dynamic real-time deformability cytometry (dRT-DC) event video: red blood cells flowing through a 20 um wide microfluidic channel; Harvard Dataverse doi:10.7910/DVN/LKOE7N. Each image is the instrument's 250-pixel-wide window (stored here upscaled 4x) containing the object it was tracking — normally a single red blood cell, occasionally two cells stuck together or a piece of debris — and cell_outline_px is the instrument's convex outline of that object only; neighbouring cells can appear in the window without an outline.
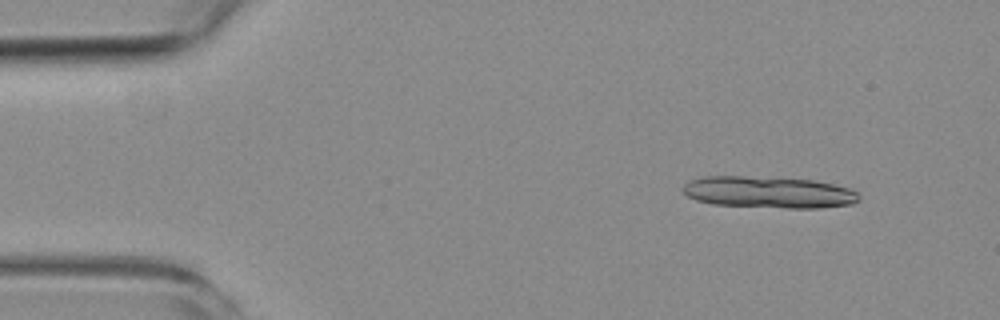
{"species": "common noctule bat (a hibernating species)", "species_latin": "Nyctalus noctula", "temperature_condition": "room temperature", "stored_images_in_passage": 4, "camera_frame_rate_fps": 3000, "um_per_image_px": 0.085, "animal": {"sex": "female", "body_mass_g": 19.3, "forearm_length_mm": 54.1}, "frame": {"image": 1, "passage_image": 1, "time_ms": 0.0, "image_size_px": [1000, 320], "cell_outline_px": [[860, 200], [852, 204], [820, 208], [788, 208], [712, 204], [696, 200], [688, 196], [680, 188], [688, 180], [704, 176], [744, 176], [812, 180], [832, 184], [848, 188], [856, 192], [860, 196]], "centroid_in_image_um": [65.3, 16.34], "position_along_channel_um": 19.7, "area_um2": 32.48}}